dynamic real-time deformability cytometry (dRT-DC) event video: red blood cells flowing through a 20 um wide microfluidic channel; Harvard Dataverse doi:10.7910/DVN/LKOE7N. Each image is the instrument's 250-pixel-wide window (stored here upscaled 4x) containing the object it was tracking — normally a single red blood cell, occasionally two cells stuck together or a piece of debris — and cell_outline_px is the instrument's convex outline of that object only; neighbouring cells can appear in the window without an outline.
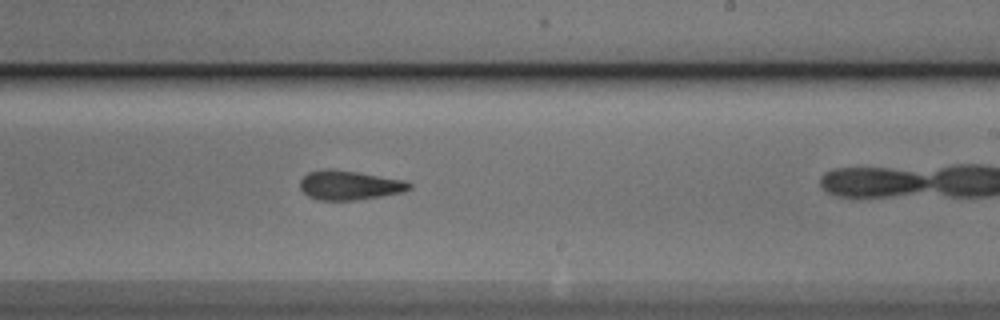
{"species": "Egyptian fruit bat (a non-hibernating species)", "species_latin": "Rousettus aegyptiacus", "temperature_condition": "cold", "stored_images_in_passage": 40, "camera_frame_rate_fps": 3000, "um_per_image_px": 0.085, "animal": {"sex": "male"}, "frame": {"image": 1, "passage_image": 29, "time_ms": 9.333, "image_size_px": [1000, 320], "cell_outline_px": [[412, 188], [404, 192], [380, 196], [352, 200], [320, 200], [308, 196], [300, 188], [300, 180], [308, 172], [328, 168], [332, 168], [408, 180], [412, 184]], "centroid_in_image_um": [29.73, 15.73], "position_along_channel_um": 259.3, "area_um2": 18.79}}